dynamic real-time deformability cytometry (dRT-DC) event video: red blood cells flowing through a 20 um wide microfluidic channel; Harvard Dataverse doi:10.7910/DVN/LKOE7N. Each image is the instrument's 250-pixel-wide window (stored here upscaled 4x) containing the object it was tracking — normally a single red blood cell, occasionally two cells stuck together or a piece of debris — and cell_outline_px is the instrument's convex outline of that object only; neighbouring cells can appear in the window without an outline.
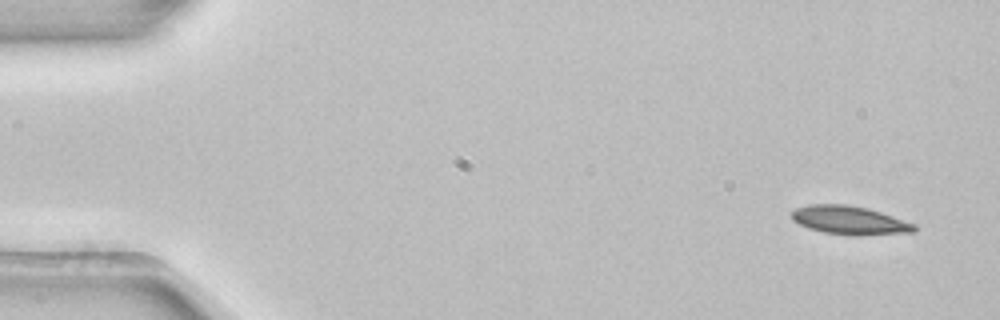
{"species": "common noctule bat (a hibernating species)", "species_latin": "Nyctalus noctula", "temperature_condition": "room temperature", "stored_images_in_passage": 3, "camera_frame_rate_fps": 3000, "um_per_image_px": 0.085, "animal": {"sex": "female", "body_mass_g": 22.7, "forearm_length_mm": 54.2}, "frame": {"image": 1, "passage_image": 1, "time_ms": 0.0, "image_size_px": [1000, 320], "cell_outline_px": [[916, 228], [912, 232], [856, 236], [824, 232], [808, 228], [792, 220], [792, 212], [796, 208], [808, 204], [844, 204], [868, 208], [916, 224]], "centroid_in_image_um": [72.2, 18.72], "position_along_channel_um": 12.8, "area_um2": 20.29}}
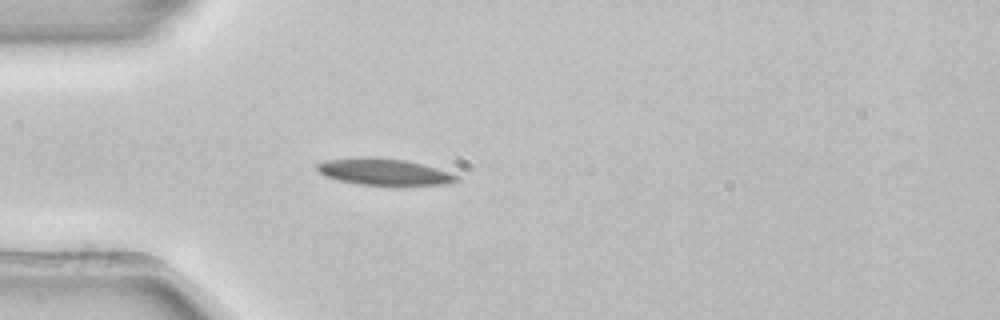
{"frame": {"image": 2, "passage_image": 3, "time_ms": 0.667, "image_size_px": [1000, 320], "cell_outline_px": [[460, 180], [448, 184], [360, 184], [336, 180], [324, 176], [316, 168], [316, 164], [324, 160], [356, 156], [376, 156], [404, 160], [436, 168], [460, 176]], "centroid_in_image_um": [32.56, 14.57], "position_along_channel_um": 52.4, "area_um2": 21.56}}